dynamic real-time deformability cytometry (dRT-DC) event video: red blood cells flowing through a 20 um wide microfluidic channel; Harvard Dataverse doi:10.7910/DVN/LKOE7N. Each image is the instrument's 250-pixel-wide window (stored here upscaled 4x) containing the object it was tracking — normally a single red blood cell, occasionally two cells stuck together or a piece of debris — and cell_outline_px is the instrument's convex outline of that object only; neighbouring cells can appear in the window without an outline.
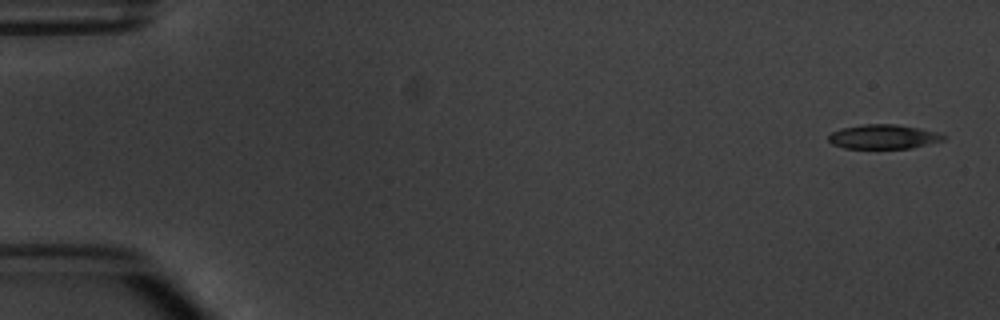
{"species": "common noctule bat (a hibernating species)", "species_latin": "Nyctalus noctula", "temperature_condition": "warm", "stored_images_in_passage": 5, "camera_frame_rate_fps": 3000, "um_per_image_px": 0.085, "animal": {"sex": "male", "body_mass_g": 20.1, "forearm_length_mm": 53.5}, "frame": {"image": 1, "passage_image": 1, "time_ms": 0.0, "image_size_px": [1000, 320], "cell_outline_px": [[948, 136], [944, 140], [912, 148], [844, 148], [832, 144], [828, 140], [828, 136], [832, 132], [840, 128], [864, 124], [896, 124], [920, 128], [940, 132]], "centroid_in_image_um": [75.12, 11.61], "position_along_channel_um": 9.9, "area_um2": 16.47}}